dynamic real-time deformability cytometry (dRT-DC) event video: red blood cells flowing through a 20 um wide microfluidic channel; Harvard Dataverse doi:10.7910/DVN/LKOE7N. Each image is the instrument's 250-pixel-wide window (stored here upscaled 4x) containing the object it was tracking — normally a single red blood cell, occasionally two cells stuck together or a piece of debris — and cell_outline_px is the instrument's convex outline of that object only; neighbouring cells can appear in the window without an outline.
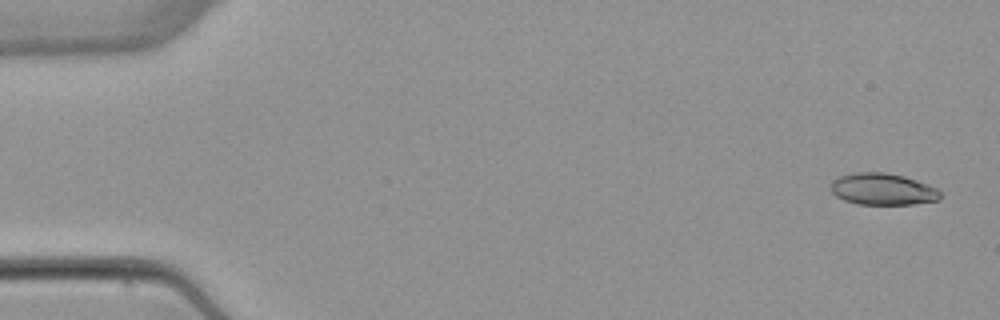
{"species": "common noctule bat (a hibernating species)", "species_latin": "Nyctalus noctula", "temperature_condition": "warm", "stored_images_in_passage": 6, "camera_frame_rate_fps": 3000, "um_per_image_px": 0.085, "animal": {"sex": "female", "body_mass_g": 22.7, "forearm_length_mm": 54.2}, "frame": {"image": 1, "passage_image": 1, "time_ms": 0.0, "image_size_px": [1000, 320], "cell_outline_px": [[940, 200], [916, 204], [856, 204], [844, 200], [836, 196], [832, 192], [832, 180], [840, 176], [856, 172], [884, 172], [904, 176], [928, 184], [936, 188], [940, 192]], "centroid_in_image_um": [75.04, 16.08], "position_along_channel_um": 10.0, "area_um2": 20.23}}
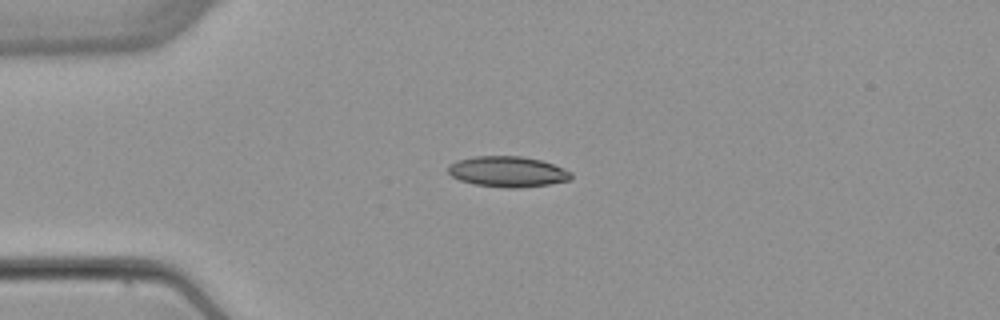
{"frame": {"image": 2, "passage_image": 4, "time_ms": 3.667, "image_size_px": [1000, 320], "cell_outline_px": [[572, 176], [568, 180], [548, 184], [520, 188], [508, 188], [476, 184], [460, 180], [452, 176], [448, 172], [448, 164], [456, 160], [476, 156], [520, 156], [540, 160], [564, 168], [572, 172]], "centroid_in_image_um": [43.13, 14.58], "position_along_channel_um": 41.9, "area_um2": 21.85}}
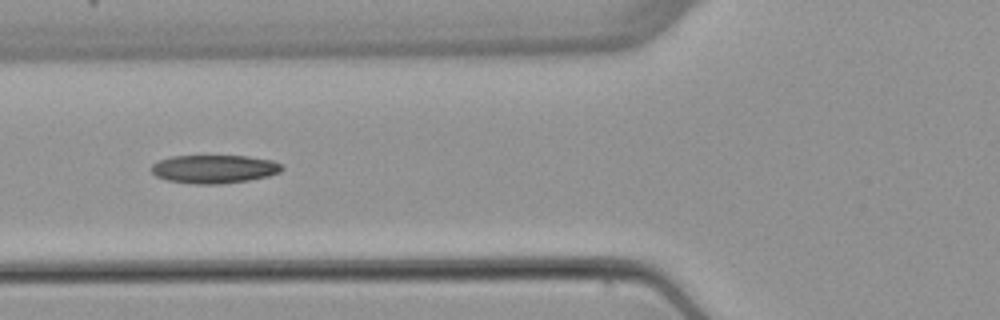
{"frame": {"image": 3, "passage_image": 6, "time_ms": 6.0, "image_size_px": [1000, 320], "cell_outline_px": [[284, 168], [280, 172], [268, 176], [248, 180], [220, 184], [196, 184], [168, 180], [156, 176], [152, 172], [152, 164], [168, 156], [248, 156], [272, 160], [280, 164]], "centroid_in_image_um": [18.21, 14.36], "position_along_channel_um": 107.6, "area_um2": 21.5}}